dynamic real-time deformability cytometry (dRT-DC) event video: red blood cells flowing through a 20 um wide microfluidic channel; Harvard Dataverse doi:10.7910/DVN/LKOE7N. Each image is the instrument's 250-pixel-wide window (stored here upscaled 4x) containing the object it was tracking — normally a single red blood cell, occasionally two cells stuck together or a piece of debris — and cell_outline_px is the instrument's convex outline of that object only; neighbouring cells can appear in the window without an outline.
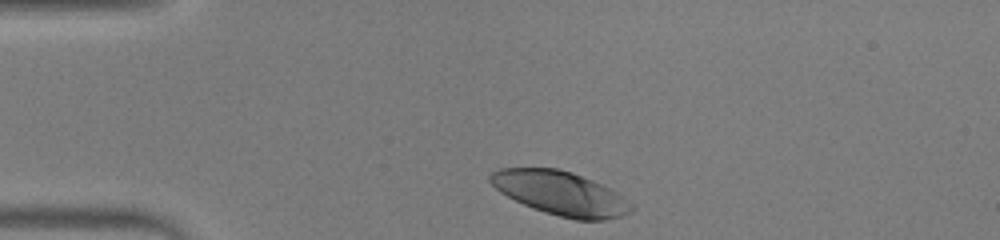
{"species": "human", "species_latin": "Homo sapiens", "temperature_condition": "warm", "stored_images_in_passage": 34, "camera_frame_rate_fps": 3000, "um_per_image_px": 0.085, "donor": {"sex": "male"}, "frame": {"image": 1, "passage_image": 1, "time_ms": 0.0, "image_size_px": [1000, 240], "cell_outline_px": [[632, 212], [620, 216], [604, 220], [576, 220], [544, 212], [524, 204], [500, 192], [488, 180], [488, 176], [492, 172], [500, 168], [556, 168], [572, 172], [592, 180], [616, 192], [632, 204]], "centroid_in_image_um": [47.63, 16.42], "position_along_channel_um": 37.4, "area_um2": 35.66}}
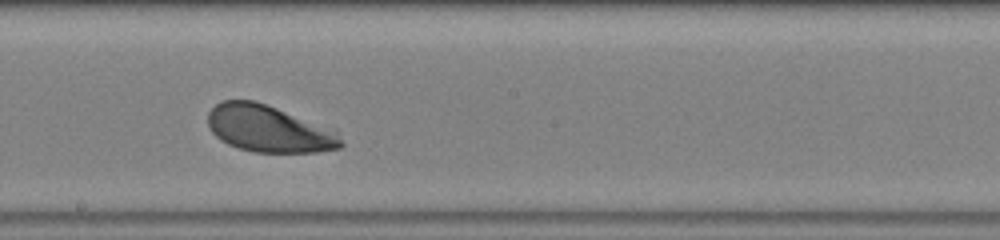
{"frame": {"image": 2, "passage_image": 19, "time_ms": 6.0, "image_size_px": [1000, 240], "cell_outline_px": [[344, 144], [340, 148], [316, 152], [256, 152], [240, 148], [228, 144], [220, 140], [208, 128], [208, 112], [220, 100], [252, 100], [276, 108], [336, 132]], "centroid_in_image_um": [22.77, 10.96], "position_along_channel_um": 225.4, "area_um2": 35.6}}
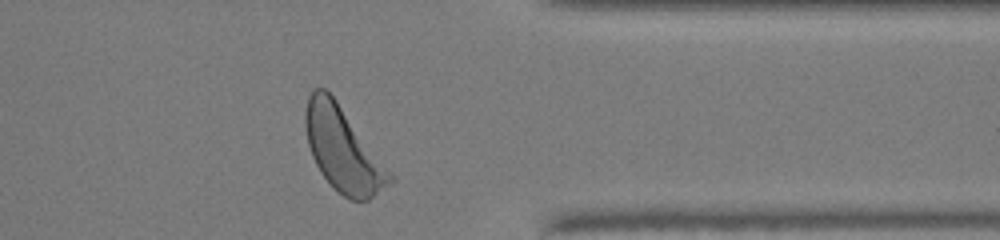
{"frame": {"image": 3, "passage_image": 32, "time_ms": 10.333, "image_size_px": [1000, 240], "cell_outline_px": [[396, 180], [368, 200], [348, 200], [320, 172], [312, 156], [308, 144], [304, 128], [304, 112], [308, 96], [316, 88], [324, 88], [336, 100]], "centroid_in_image_um": [29.12, 12.71], "position_along_channel_um": 382.3, "area_um2": 40.46}, "authors_computed_cell_mechanics": {"area_um2": 37.0209, "velocity_mm_per_s": 3.839, "shape_relaxation_time_tau1_ms": 1.5824, "shape_relaxation_time_tau2_ms": 8.4275, "deformation_change_tau1": 0.124, "deformation_change_tau2": 0.1809}}